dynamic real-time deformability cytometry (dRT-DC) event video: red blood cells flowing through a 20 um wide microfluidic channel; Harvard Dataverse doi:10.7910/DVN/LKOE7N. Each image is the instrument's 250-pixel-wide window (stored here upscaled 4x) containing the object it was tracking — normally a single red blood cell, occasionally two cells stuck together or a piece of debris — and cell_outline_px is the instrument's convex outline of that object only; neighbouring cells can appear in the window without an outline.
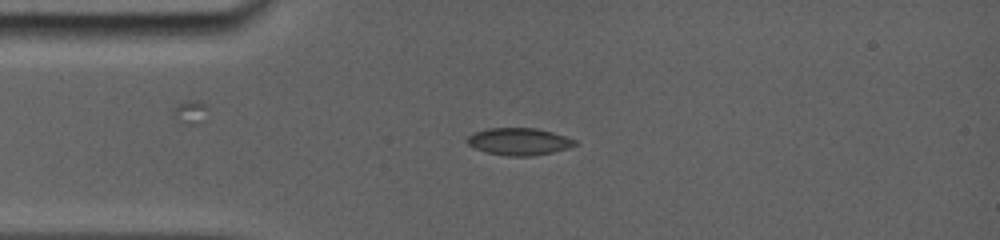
{"species": "common noctule bat (a hibernating species)", "species_latin": "Nyctalus noctula", "temperature_condition": "room temperature", "stored_images_in_passage": 17, "camera_frame_rate_fps": 5000, "um_per_image_px": 0.085, "animal": {"sex": "female", "body_mass_g": 19.0, "forearm_length_mm": 56.7}, "frame": {"image": 1, "passage_image": 3, "time_ms": 1.8, "image_size_px": [1000, 240], "cell_outline_px": [[576, 144], [564, 148], [548, 152], [528, 156], [512, 156], [488, 152], [476, 148], [468, 144], [468, 136], [476, 132], [492, 128], [536, 128], [572, 140]], "centroid_in_image_um": [44.02, 12.02], "position_along_channel_um": 41.0, "area_um2": 16.01}}
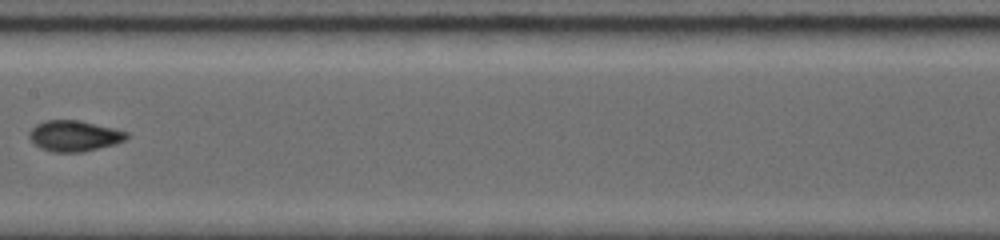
{"frame": {"image": 2, "passage_image": 11, "time_ms": 6.4, "image_size_px": [1000, 240], "cell_outline_px": [[128, 136], [124, 140], [112, 144], [84, 152], [56, 152], [44, 148], [36, 144], [28, 136], [28, 132], [36, 124], [48, 120], [76, 120], [112, 128], [128, 132]], "centroid_in_image_um": [6.29, 11.54], "position_along_channel_um": 201.1, "area_um2": 16.99}}
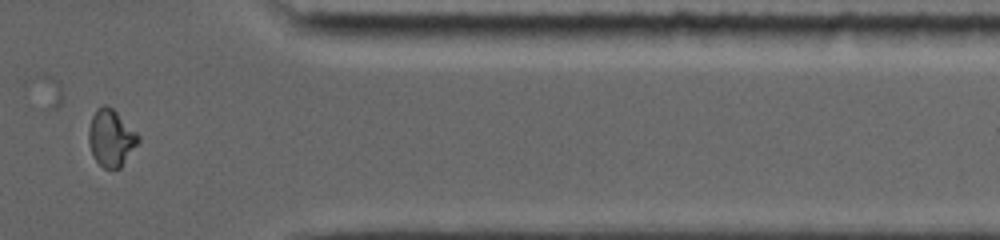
{"frame": {"image": 3, "passage_image": 17, "time_ms": 11.8, "image_size_px": [1000, 240], "cell_outline_px": [[140, 140], [120, 168], [104, 168], [96, 160], [92, 152], [88, 140], [88, 128], [92, 116], [96, 108], [104, 104], [108, 104], [140, 136]], "centroid_in_image_um": [9.42, 11.7], "position_along_channel_um": 402.0, "area_um2": 16.24}, "authors_computed_cell_mechanics": {"area_um2": 16.0684, "velocity_mm_per_s": 3.8573, "shape_relaxation_time_tau1_ms": 5.0781, "shape_relaxation_time_tau2_ms": null, "deformation_change_tau1": 0.1771, "deformation_change_tau2": null}}